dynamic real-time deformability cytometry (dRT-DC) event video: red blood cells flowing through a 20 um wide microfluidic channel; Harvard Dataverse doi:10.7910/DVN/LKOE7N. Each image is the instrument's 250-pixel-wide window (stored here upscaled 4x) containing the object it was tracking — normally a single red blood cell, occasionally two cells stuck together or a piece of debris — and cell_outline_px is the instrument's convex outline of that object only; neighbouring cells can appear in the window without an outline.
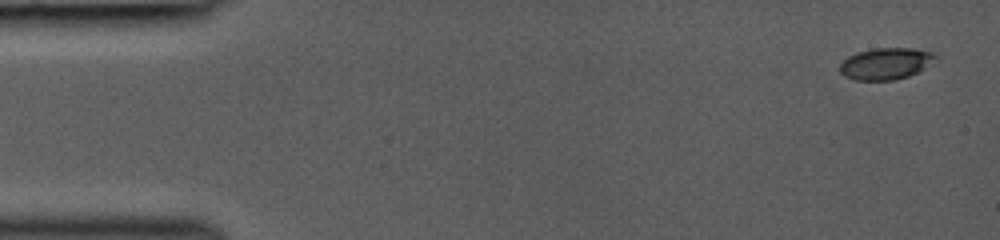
{"species": "common noctule bat (a hibernating species)", "species_latin": "Nyctalus noctula", "temperature_condition": "room temperature", "stored_images_in_passage": 21, "camera_frame_rate_fps": 3000, "um_per_image_px": 0.085, "animal": {"sex": "female", "body_mass_g": 19.0, "forearm_length_mm": 53.3}, "frame": {"image": 1, "passage_image": 1, "time_ms": 0.0, "image_size_px": [1000, 240], "cell_outline_px": [[940, 60], [908, 76], [896, 80], [856, 80], [844, 76], [840, 72], [840, 64], [848, 56], [872, 48], [912, 48], [932, 52]], "centroid_in_image_um": [75.33, 5.41], "position_along_channel_um": 9.7, "area_um2": 17.69}}
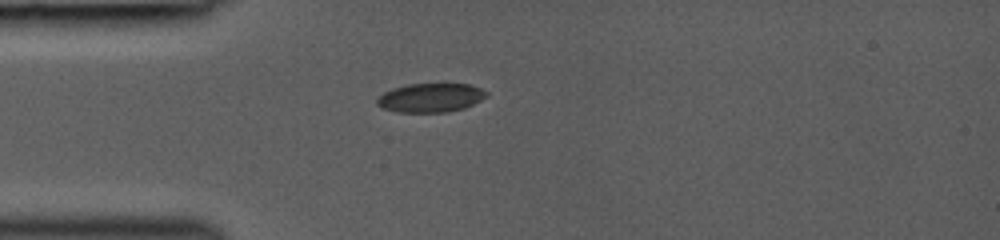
{"frame": {"image": 2, "passage_image": 14, "time_ms": 3.667, "image_size_px": [1000, 240], "cell_outline_px": [[488, 96], [464, 108], [444, 112], [396, 112], [384, 108], [376, 104], [376, 96], [392, 88], [408, 84], [468, 84], [480, 88], [488, 92]], "centroid_in_image_um": [36.56, 8.3], "position_along_channel_um": 48.4, "area_um2": 18.44}}
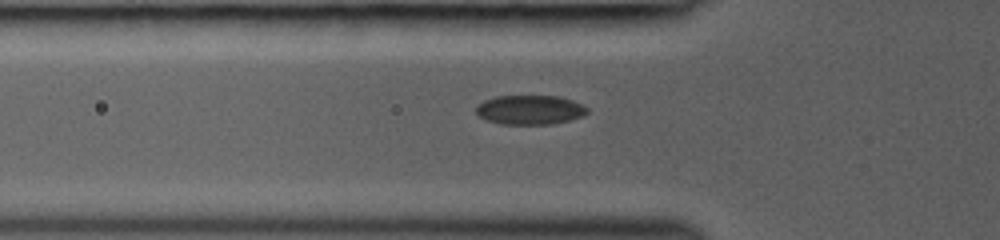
{"frame": {"image": 3, "passage_image": 18, "time_ms": 4.667, "image_size_px": [1000, 240], "cell_outline_px": [[588, 112], [580, 116], [568, 120], [552, 124], [500, 124], [484, 120], [476, 112], [476, 104], [484, 100], [496, 96], [560, 96], [572, 100], [588, 108]], "centroid_in_image_um": [44.99, 9.33], "position_along_channel_um": 80.8, "area_um2": 19.02}}